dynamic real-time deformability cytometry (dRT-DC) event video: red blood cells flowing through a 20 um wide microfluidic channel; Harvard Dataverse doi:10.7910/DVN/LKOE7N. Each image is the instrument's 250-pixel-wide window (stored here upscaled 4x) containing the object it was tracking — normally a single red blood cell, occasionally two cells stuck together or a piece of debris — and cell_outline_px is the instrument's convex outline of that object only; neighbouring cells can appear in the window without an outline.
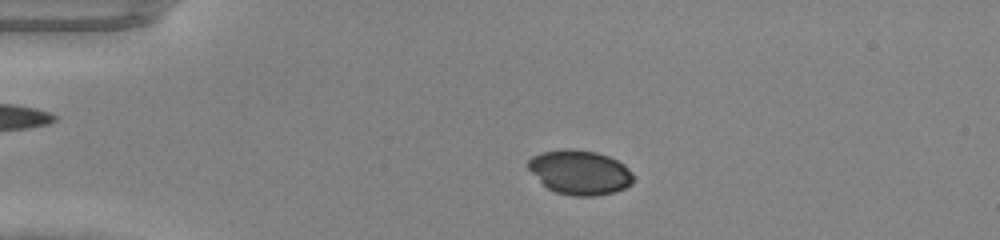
{"species": "common noctule bat (a hibernating species)", "species_latin": "Nyctalus noctula", "temperature_condition": "warm", "stored_images_in_passage": 48, "camera_frame_rate_fps": 3000, "um_per_image_px": 0.085, "animal": {"sex": "male", "body_mass_g": 20.0, "forearm_length_mm": 53.3}, "frame": {"image": 1, "passage_image": 11, "time_ms": 3.333, "image_size_px": [1000, 240], "cell_outline_px": [[632, 184], [616, 192], [596, 196], [572, 196], [556, 192], [548, 188], [528, 168], [528, 160], [532, 156], [540, 152], [560, 148], [572, 148], [596, 152], [608, 156], [624, 164], [632, 172]], "centroid_in_image_um": [49.29, 14.64], "position_along_channel_um": 35.7, "area_um2": 27.34}}
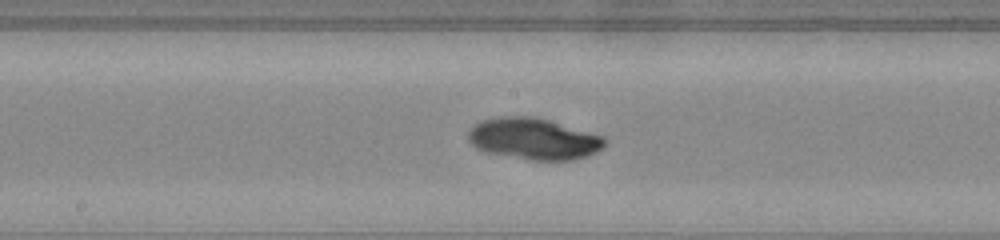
{"frame": {"image": 2, "passage_image": 26, "time_ms": 8.333, "image_size_px": [1000, 240], "cell_outline_px": [[608, 144], [596, 152], [588, 156], [572, 160], [528, 160], [484, 152], [476, 148], [468, 140], [468, 132], [480, 120], [500, 116], [536, 116], [604, 136], [608, 140]], "centroid_in_image_um": [45.38, 11.8], "position_along_channel_um": 202.8, "area_um2": 33.41}}
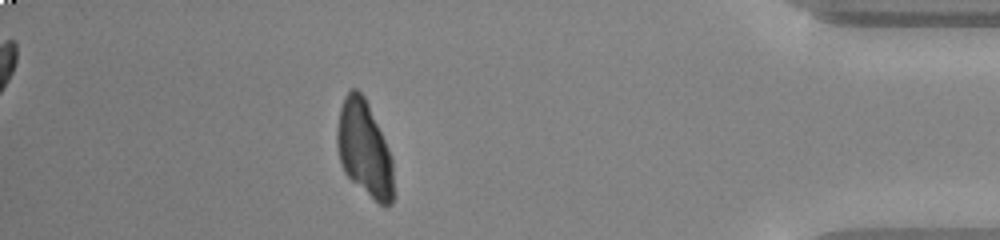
{"frame": {"image": 3, "passage_image": 43, "time_ms": 14.0, "image_size_px": [1000, 240], "cell_outline_px": [[396, 196], [392, 204], [384, 208], [352, 180], [344, 172], [340, 164], [336, 144], [336, 128], [340, 108], [344, 96], [352, 88], [356, 88], [364, 96], [368, 104], [392, 156]], "centroid_in_image_um": [30.99, 12.7], "position_along_channel_um": 404.2, "area_um2": 31.96}}